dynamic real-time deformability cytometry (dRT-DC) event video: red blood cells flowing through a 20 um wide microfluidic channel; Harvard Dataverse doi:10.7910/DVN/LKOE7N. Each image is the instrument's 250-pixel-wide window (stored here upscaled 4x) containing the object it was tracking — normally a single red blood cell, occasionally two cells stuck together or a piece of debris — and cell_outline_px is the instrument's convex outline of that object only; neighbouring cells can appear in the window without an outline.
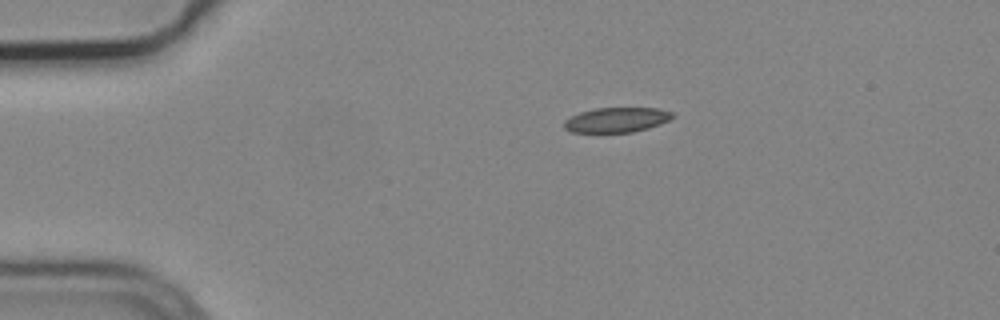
{"species": "common noctule bat (a hibernating species)", "species_latin": "Nyctalus noctula", "temperature_condition": "cold", "stored_images_in_passage": 4, "camera_frame_rate_fps": 3000, "um_per_image_px": 0.085, "animal": {"sex": "male", "body_mass_g": 19.2, "forearm_length_mm": 51.8}, "frame": {"image": 1, "passage_image": 4, "time_ms": 1.0, "image_size_px": [1000, 320], "cell_outline_px": [[676, 116], [660, 124], [648, 128], [632, 132], [572, 132], [564, 128], [564, 120], [580, 112], [596, 108], [660, 108], [672, 112]], "centroid_in_image_um": [52.43, 10.18], "position_along_channel_um": 32.6, "area_um2": 15.66}}